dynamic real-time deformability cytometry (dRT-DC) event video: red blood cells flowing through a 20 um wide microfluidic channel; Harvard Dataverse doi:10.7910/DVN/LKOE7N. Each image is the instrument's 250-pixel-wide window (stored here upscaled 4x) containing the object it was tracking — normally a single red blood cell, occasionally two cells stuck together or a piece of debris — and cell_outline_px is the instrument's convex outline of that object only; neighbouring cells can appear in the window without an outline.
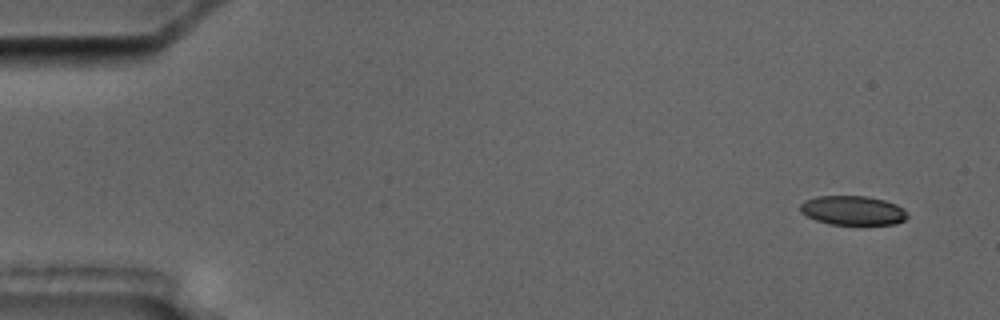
{"species": "common noctule bat (a hibernating species)", "species_latin": "Nyctalus noctula", "temperature_condition": "cold", "stored_images_in_passage": 5, "camera_frame_rate_fps": 3000, "um_per_image_px": 0.085, "animal": {"sex": "male", "body_mass_g": 17.5, "forearm_length_mm": 52.3}, "frame": {"image": 1, "passage_image": 1, "time_ms": 0.0, "image_size_px": [1000, 320], "cell_outline_px": [[908, 216], [904, 220], [896, 224], [828, 224], [816, 220], [800, 212], [800, 204], [804, 200], [816, 196], [868, 196], [884, 200], [896, 204], [904, 208]], "centroid_in_image_um": [72.48, 17.88], "position_along_channel_um": 12.5, "area_um2": 18.32}}